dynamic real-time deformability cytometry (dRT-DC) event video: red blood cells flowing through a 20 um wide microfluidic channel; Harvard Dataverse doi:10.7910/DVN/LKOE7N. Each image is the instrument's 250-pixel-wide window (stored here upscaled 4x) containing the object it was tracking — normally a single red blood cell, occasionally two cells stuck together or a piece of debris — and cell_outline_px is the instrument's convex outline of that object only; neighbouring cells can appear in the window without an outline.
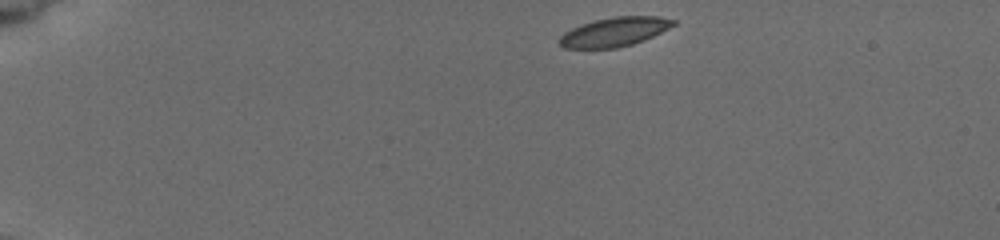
{"species": "common noctule bat (a hibernating species)", "species_latin": "Nyctalus noctula", "temperature_condition": "cold", "stored_images_in_passage": 19, "camera_frame_rate_fps": 3000, "um_per_image_px": 0.085, "animal": {"sex": "female", "body_mass_g": 19.5, "forearm_length_mm": 54.1}, "frame": {"image": 1, "passage_image": 1, "time_ms": 0.0, "image_size_px": [1000, 240], "cell_outline_px": [[676, 24], [644, 40], [632, 44], [616, 48], [564, 48], [560, 44], [560, 36], [564, 32], [580, 24], [596, 20], [616, 16], [660, 16], [676, 20]], "centroid_in_image_um": [52.23, 2.7], "position_along_channel_um": 32.8, "area_um2": 19.19}}
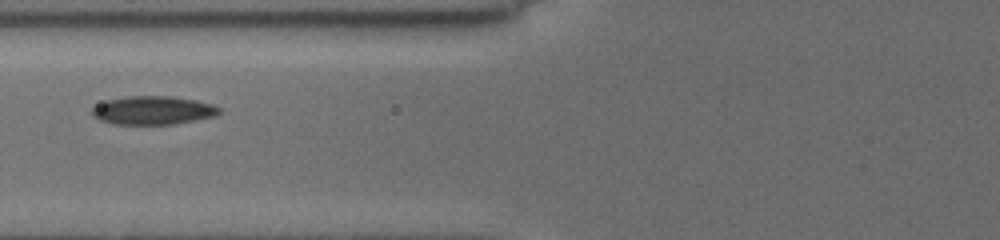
{"frame": {"image": 2, "passage_image": 13, "time_ms": 4.333, "image_size_px": [1000, 240], "cell_outline_px": [[220, 112], [216, 116], [196, 120], [172, 124], [116, 124], [100, 120], [92, 116], [92, 108], [108, 100], [124, 96], [172, 96], [196, 100], [212, 104], [220, 108]], "centroid_in_image_um": [13.03, 9.37], "position_along_channel_um": 112.8, "area_um2": 21.04}}
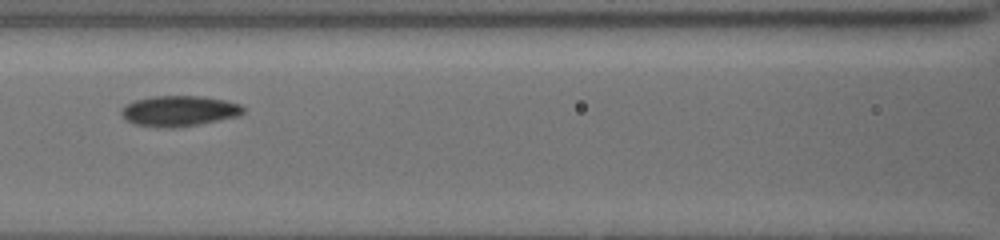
{"frame": {"image": 3, "passage_image": 17, "time_ms": 5.333, "image_size_px": [1000, 240], "cell_outline_px": [[244, 112], [240, 116], [196, 124], [168, 128], [160, 128], [136, 124], [128, 120], [120, 112], [120, 108], [124, 104], [132, 100], [152, 96], [204, 96], [224, 100], [240, 104], [244, 108]], "centroid_in_image_um": [15.2, 9.41], "position_along_channel_um": 151.4, "area_um2": 21.73}}